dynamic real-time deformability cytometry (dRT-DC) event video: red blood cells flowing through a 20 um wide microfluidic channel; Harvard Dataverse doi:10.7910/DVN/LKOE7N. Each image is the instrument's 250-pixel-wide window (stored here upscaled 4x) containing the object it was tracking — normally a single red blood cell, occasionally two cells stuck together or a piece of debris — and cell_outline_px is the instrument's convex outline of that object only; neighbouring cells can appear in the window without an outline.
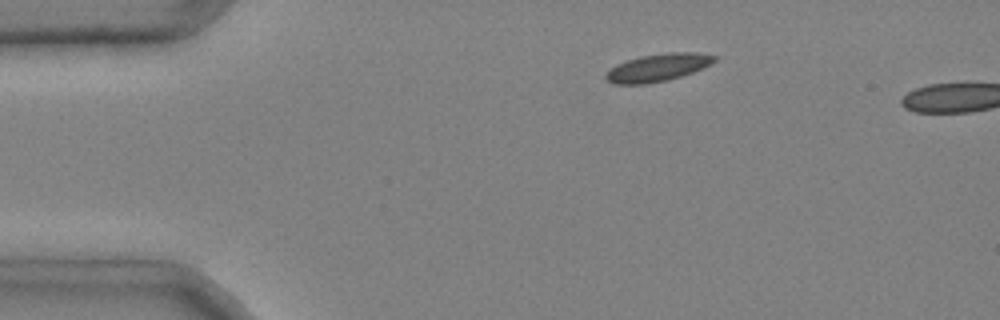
{"species": "common noctule bat (a hibernating species)", "species_latin": "Nyctalus noctula", "temperature_condition": "cold", "stored_images_in_passage": 5, "camera_frame_rate_fps": 3000, "um_per_image_px": 0.085, "animal": {"sex": "male", "body_mass_g": 20.4}, "frame": {"image": 1, "passage_image": 3, "time_ms": 0.667, "image_size_px": [1000, 320], "cell_outline_px": [[720, 56], [712, 64], [704, 68], [668, 80], [644, 84], [616, 84], [608, 80], [604, 76], [616, 64], [640, 56], [668, 52], [696, 52]], "centroid_in_image_um": [55.98, 5.73], "position_along_channel_um": 29.0, "area_um2": 17.46}}